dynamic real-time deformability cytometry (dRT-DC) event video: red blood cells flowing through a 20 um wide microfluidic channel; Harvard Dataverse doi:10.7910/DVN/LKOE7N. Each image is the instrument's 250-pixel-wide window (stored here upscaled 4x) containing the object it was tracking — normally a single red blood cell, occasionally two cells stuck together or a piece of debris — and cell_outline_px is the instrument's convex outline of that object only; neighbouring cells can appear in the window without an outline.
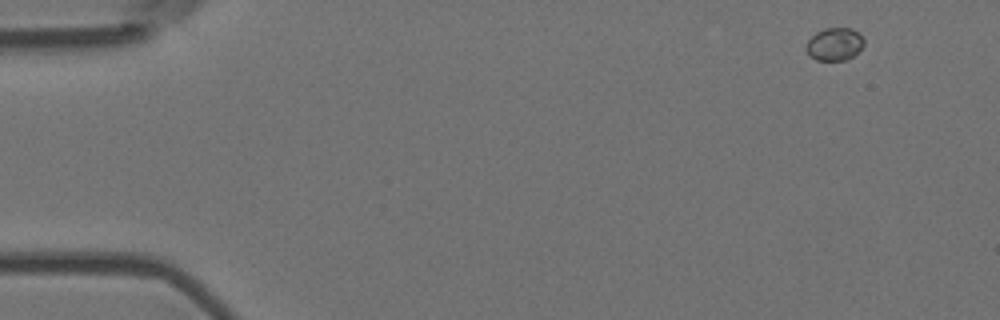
{"species": "Egyptian fruit bat (a non-hibernating species)", "species_latin": "Rousettus aegyptiacus", "temperature_condition": "room temperature", "stored_images_in_passage": 5, "camera_frame_rate_fps": 3000, "um_per_image_px": 0.085, "animal": {"sex": "female"}, "frame": {"image": 1, "passage_image": 1, "time_ms": 0.0, "image_size_px": [1000, 320], "cell_outline_px": [[864, 44], [848, 60], [816, 60], [804, 48], [808, 40], [816, 32], [824, 28], [852, 28], [864, 40]], "centroid_in_image_um": [70.91, 3.75], "position_along_channel_um": 14.1, "area_um2": 10.87}}
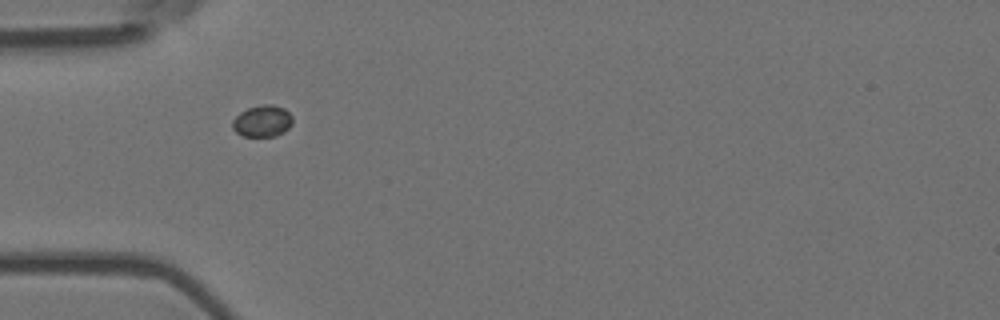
{"frame": {"image": 2, "passage_image": 4, "time_ms": 1.0, "image_size_px": [1000, 320], "cell_outline_px": [[292, 124], [284, 132], [276, 136], [244, 136], [236, 132], [232, 128], [232, 120], [240, 112], [248, 108], [264, 104], [272, 104], [284, 108], [292, 116]], "centroid_in_image_um": [22.3, 10.29], "position_along_channel_um": 62.7, "area_um2": 11.1}}
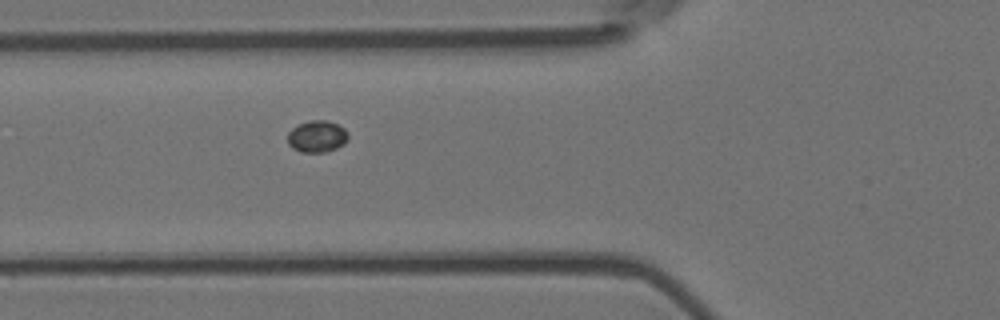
{"frame": {"image": 3, "passage_image": 5, "time_ms": 1.333, "image_size_px": [1000, 320], "cell_outline_px": [[348, 140], [344, 144], [328, 152], [300, 152], [292, 148], [288, 144], [288, 132], [296, 124], [308, 120], [328, 120], [344, 128], [348, 132]], "centroid_in_image_um": [26.94, 11.59], "position_along_channel_um": 98.9, "area_um2": 11.44}}